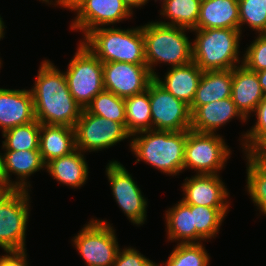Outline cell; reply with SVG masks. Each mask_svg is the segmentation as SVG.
I'll list each match as a JSON object with an SVG mask.
<instances>
[{"instance_id":"30","label":"cell","mask_w":266,"mask_h":266,"mask_svg":"<svg viewBox=\"0 0 266 266\" xmlns=\"http://www.w3.org/2000/svg\"><path fill=\"white\" fill-rule=\"evenodd\" d=\"M41 124L35 120L2 133V149L14 151L39 150Z\"/></svg>"},{"instance_id":"11","label":"cell","mask_w":266,"mask_h":266,"mask_svg":"<svg viewBox=\"0 0 266 266\" xmlns=\"http://www.w3.org/2000/svg\"><path fill=\"white\" fill-rule=\"evenodd\" d=\"M75 146L82 152L109 149L117 143L132 138L121 123L92 115L85 109L75 126Z\"/></svg>"},{"instance_id":"26","label":"cell","mask_w":266,"mask_h":266,"mask_svg":"<svg viewBox=\"0 0 266 266\" xmlns=\"http://www.w3.org/2000/svg\"><path fill=\"white\" fill-rule=\"evenodd\" d=\"M200 4L201 0H164L160 15L166 17L168 22L165 20L158 22L193 30L197 26Z\"/></svg>"},{"instance_id":"10","label":"cell","mask_w":266,"mask_h":266,"mask_svg":"<svg viewBox=\"0 0 266 266\" xmlns=\"http://www.w3.org/2000/svg\"><path fill=\"white\" fill-rule=\"evenodd\" d=\"M60 7L76 12L70 29L82 31L83 36L93 29L120 23L133 15L122 0H65Z\"/></svg>"},{"instance_id":"25","label":"cell","mask_w":266,"mask_h":266,"mask_svg":"<svg viewBox=\"0 0 266 266\" xmlns=\"http://www.w3.org/2000/svg\"><path fill=\"white\" fill-rule=\"evenodd\" d=\"M167 240L180 243H196V228L190 204L182 200L165 212Z\"/></svg>"},{"instance_id":"14","label":"cell","mask_w":266,"mask_h":266,"mask_svg":"<svg viewBox=\"0 0 266 266\" xmlns=\"http://www.w3.org/2000/svg\"><path fill=\"white\" fill-rule=\"evenodd\" d=\"M103 79L106 91L125 99L146 91L154 77L146 64L106 62Z\"/></svg>"},{"instance_id":"29","label":"cell","mask_w":266,"mask_h":266,"mask_svg":"<svg viewBox=\"0 0 266 266\" xmlns=\"http://www.w3.org/2000/svg\"><path fill=\"white\" fill-rule=\"evenodd\" d=\"M247 160L246 190L251 200L263 216H266V162L252 153H244Z\"/></svg>"},{"instance_id":"1","label":"cell","mask_w":266,"mask_h":266,"mask_svg":"<svg viewBox=\"0 0 266 266\" xmlns=\"http://www.w3.org/2000/svg\"><path fill=\"white\" fill-rule=\"evenodd\" d=\"M33 97L35 119L40 124L75 126L83 108L71 95L66 76L50 60L40 63Z\"/></svg>"},{"instance_id":"34","label":"cell","mask_w":266,"mask_h":266,"mask_svg":"<svg viewBox=\"0 0 266 266\" xmlns=\"http://www.w3.org/2000/svg\"><path fill=\"white\" fill-rule=\"evenodd\" d=\"M254 113L257 118L254 126L241 137L244 153H253L266 140V96L258 104Z\"/></svg>"},{"instance_id":"27","label":"cell","mask_w":266,"mask_h":266,"mask_svg":"<svg viewBox=\"0 0 266 266\" xmlns=\"http://www.w3.org/2000/svg\"><path fill=\"white\" fill-rule=\"evenodd\" d=\"M126 110V130L132 136L152 129L149 92L146 90L124 99Z\"/></svg>"},{"instance_id":"38","label":"cell","mask_w":266,"mask_h":266,"mask_svg":"<svg viewBox=\"0 0 266 266\" xmlns=\"http://www.w3.org/2000/svg\"><path fill=\"white\" fill-rule=\"evenodd\" d=\"M252 154L259 160L266 162V140Z\"/></svg>"},{"instance_id":"33","label":"cell","mask_w":266,"mask_h":266,"mask_svg":"<svg viewBox=\"0 0 266 266\" xmlns=\"http://www.w3.org/2000/svg\"><path fill=\"white\" fill-rule=\"evenodd\" d=\"M239 30L244 24L258 34L266 33V0H238Z\"/></svg>"},{"instance_id":"35","label":"cell","mask_w":266,"mask_h":266,"mask_svg":"<svg viewBox=\"0 0 266 266\" xmlns=\"http://www.w3.org/2000/svg\"><path fill=\"white\" fill-rule=\"evenodd\" d=\"M243 54V65L253 71L266 69V33L258 34Z\"/></svg>"},{"instance_id":"21","label":"cell","mask_w":266,"mask_h":266,"mask_svg":"<svg viewBox=\"0 0 266 266\" xmlns=\"http://www.w3.org/2000/svg\"><path fill=\"white\" fill-rule=\"evenodd\" d=\"M85 157L84 152L76 148L68 155L50 160L45 169L60 184L78 189L88 179L89 167Z\"/></svg>"},{"instance_id":"44","label":"cell","mask_w":266,"mask_h":266,"mask_svg":"<svg viewBox=\"0 0 266 266\" xmlns=\"http://www.w3.org/2000/svg\"><path fill=\"white\" fill-rule=\"evenodd\" d=\"M65 0H55V2L60 6Z\"/></svg>"},{"instance_id":"36","label":"cell","mask_w":266,"mask_h":266,"mask_svg":"<svg viewBox=\"0 0 266 266\" xmlns=\"http://www.w3.org/2000/svg\"><path fill=\"white\" fill-rule=\"evenodd\" d=\"M113 266H157V264L139 253L136 248H119Z\"/></svg>"},{"instance_id":"18","label":"cell","mask_w":266,"mask_h":266,"mask_svg":"<svg viewBox=\"0 0 266 266\" xmlns=\"http://www.w3.org/2000/svg\"><path fill=\"white\" fill-rule=\"evenodd\" d=\"M235 117L241 122L248 121L240 113L231 97L212 101L198 106L191 113V130L200 133H215Z\"/></svg>"},{"instance_id":"5","label":"cell","mask_w":266,"mask_h":266,"mask_svg":"<svg viewBox=\"0 0 266 266\" xmlns=\"http://www.w3.org/2000/svg\"><path fill=\"white\" fill-rule=\"evenodd\" d=\"M191 32L196 36L192 42L193 62L202 71L233 69L242 65L243 60L239 57L240 30L215 28L193 29Z\"/></svg>"},{"instance_id":"13","label":"cell","mask_w":266,"mask_h":266,"mask_svg":"<svg viewBox=\"0 0 266 266\" xmlns=\"http://www.w3.org/2000/svg\"><path fill=\"white\" fill-rule=\"evenodd\" d=\"M149 92L152 129L184 131L191 129L190 106L175 98L155 78L150 82Z\"/></svg>"},{"instance_id":"41","label":"cell","mask_w":266,"mask_h":266,"mask_svg":"<svg viewBox=\"0 0 266 266\" xmlns=\"http://www.w3.org/2000/svg\"><path fill=\"white\" fill-rule=\"evenodd\" d=\"M0 190H4L3 153H0Z\"/></svg>"},{"instance_id":"17","label":"cell","mask_w":266,"mask_h":266,"mask_svg":"<svg viewBox=\"0 0 266 266\" xmlns=\"http://www.w3.org/2000/svg\"><path fill=\"white\" fill-rule=\"evenodd\" d=\"M35 120L30 89L0 88V128L2 133Z\"/></svg>"},{"instance_id":"31","label":"cell","mask_w":266,"mask_h":266,"mask_svg":"<svg viewBox=\"0 0 266 266\" xmlns=\"http://www.w3.org/2000/svg\"><path fill=\"white\" fill-rule=\"evenodd\" d=\"M85 110L92 115L102 116L107 120L121 123L126 128V110L124 98L112 92L102 91L86 106Z\"/></svg>"},{"instance_id":"42","label":"cell","mask_w":266,"mask_h":266,"mask_svg":"<svg viewBox=\"0 0 266 266\" xmlns=\"http://www.w3.org/2000/svg\"><path fill=\"white\" fill-rule=\"evenodd\" d=\"M5 29V25H4V21L3 18L0 16V40L4 37V30Z\"/></svg>"},{"instance_id":"37","label":"cell","mask_w":266,"mask_h":266,"mask_svg":"<svg viewBox=\"0 0 266 266\" xmlns=\"http://www.w3.org/2000/svg\"><path fill=\"white\" fill-rule=\"evenodd\" d=\"M0 256V266H28L27 250H9Z\"/></svg>"},{"instance_id":"23","label":"cell","mask_w":266,"mask_h":266,"mask_svg":"<svg viewBox=\"0 0 266 266\" xmlns=\"http://www.w3.org/2000/svg\"><path fill=\"white\" fill-rule=\"evenodd\" d=\"M75 149L73 127L41 124L39 152L45 164L52 159L68 155Z\"/></svg>"},{"instance_id":"19","label":"cell","mask_w":266,"mask_h":266,"mask_svg":"<svg viewBox=\"0 0 266 266\" xmlns=\"http://www.w3.org/2000/svg\"><path fill=\"white\" fill-rule=\"evenodd\" d=\"M264 97L256 72L243 64L232 69L231 98L247 120Z\"/></svg>"},{"instance_id":"8","label":"cell","mask_w":266,"mask_h":266,"mask_svg":"<svg viewBox=\"0 0 266 266\" xmlns=\"http://www.w3.org/2000/svg\"><path fill=\"white\" fill-rule=\"evenodd\" d=\"M72 242L86 266H113L119 250L118 239L112 224L92 218Z\"/></svg>"},{"instance_id":"15","label":"cell","mask_w":266,"mask_h":266,"mask_svg":"<svg viewBox=\"0 0 266 266\" xmlns=\"http://www.w3.org/2000/svg\"><path fill=\"white\" fill-rule=\"evenodd\" d=\"M182 184L184 197L181 199L186 204L200 205L213 208H229V192L220 174H195L186 177Z\"/></svg>"},{"instance_id":"3","label":"cell","mask_w":266,"mask_h":266,"mask_svg":"<svg viewBox=\"0 0 266 266\" xmlns=\"http://www.w3.org/2000/svg\"><path fill=\"white\" fill-rule=\"evenodd\" d=\"M142 31L146 65L153 77L158 75L157 64L166 63L173 68L193 61L192 42L185 33L190 29L151 21L142 26Z\"/></svg>"},{"instance_id":"20","label":"cell","mask_w":266,"mask_h":266,"mask_svg":"<svg viewBox=\"0 0 266 266\" xmlns=\"http://www.w3.org/2000/svg\"><path fill=\"white\" fill-rule=\"evenodd\" d=\"M168 69L163 79L156 75L155 80L175 98L191 106L203 71L193 61Z\"/></svg>"},{"instance_id":"4","label":"cell","mask_w":266,"mask_h":266,"mask_svg":"<svg viewBox=\"0 0 266 266\" xmlns=\"http://www.w3.org/2000/svg\"><path fill=\"white\" fill-rule=\"evenodd\" d=\"M82 39L80 42L102 63L146 64L142 25L130 29L99 27L88 32Z\"/></svg>"},{"instance_id":"43","label":"cell","mask_w":266,"mask_h":266,"mask_svg":"<svg viewBox=\"0 0 266 266\" xmlns=\"http://www.w3.org/2000/svg\"><path fill=\"white\" fill-rule=\"evenodd\" d=\"M40 1H42V3H45V4H52V5H54L55 7L56 6H58V4L56 3V2H53V0H40Z\"/></svg>"},{"instance_id":"9","label":"cell","mask_w":266,"mask_h":266,"mask_svg":"<svg viewBox=\"0 0 266 266\" xmlns=\"http://www.w3.org/2000/svg\"><path fill=\"white\" fill-rule=\"evenodd\" d=\"M216 134L188 130L184 171L191 168L196 174L218 175L225 168L232 151L222 136Z\"/></svg>"},{"instance_id":"40","label":"cell","mask_w":266,"mask_h":266,"mask_svg":"<svg viewBox=\"0 0 266 266\" xmlns=\"http://www.w3.org/2000/svg\"><path fill=\"white\" fill-rule=\"evenodd\" d=\"M257 73V77L259 79V83L261 85L264 96H266V69L261 70Z\"/></svg>"},{"instance_id":"16","label":"cell","mask_w":266,"mask_h":266,"mask_svg":"<svg viewBox=\"0 0 266 266\" xmlns=\"http://www.w3.org/2000/svg\"><path fill=\"white\" fill-rule=\"evenodd\" d=\"M4 151H6L3 153L4 190H29L31 187L29 177L41 169L45 170L46 164L42 160L41 153L39 150ZM12 174L17 175L16 181L10 180Z\"/></svg>"},{"instance_id":"39","label":"cell","mask_w":266,"mask_h":266,"mask_svg":"<svg viewBox=\"0 0 266 266\" xmlns=\"http://www.w3.org/2000/svg\"><path fill=\"white\" fill-rule=\"evenodd\" d=\"M133 12V8H139L148 3L149 0H122Z\"/></svg>"},{"instance_id":"2","label":"cell","mask_w":266,"mask_h":266,"mask_svg":"<svg viewBox=\"0 0 266 266\" xmlns=\"http://www.w3.org/2000/svg\"><path fill=\"white\" fill-rule=\"evenodd\" d=\"M188 130H148L132 135L130 150L137 158L166 175H179L184 171L185 143Z\"/></svg>"},{"instance_id":"22","label":"cell","mask_w":266,"mask_h":266,"mask_svg":"<svg viewBox=\"0 0 266 266\" xmlns=\"http://www.w3.org/2000/svg\"><path fill=\"white\" fill-rule=\"evenodd\" d=\"M215 28L239 30L238 0H201L195 29Z\"/></svg>"},{"instance_id":"24","label":"cell","mask_w":266,"mask_h":266,"mask_svg":"<svg viewBox=\"0 0 266 266\" xmlns=\"http://www.w3.org/2000/svg\"><path fill=\"white\" fill-rule=\"evenodd\" d=\"M231 91L232 69L203 71L190 106L191 113L198 106L231 97Z\"/></svg>"},{"instance_id":"32","label":"cell","mask_w":266,"mask_h":266,"mask_svg":"<svg viewBox=\"0 0 266 266\" xmlns=\"http://www.w3.org/2000/svg\"><path fill=\"white\" fill-rule=\"evenodd\" d=\"M210 255L203 243H180L170 253L167 261L157 266H209Z\"/></svg>"},{"instance_id":"28","label":"cell","mask_w":266,"mask_h":266,"mask_svg":"<svg viewBox=\"0 0 266 266\" xmlns=\"http://www.w3.org/2000/svg\"><path fill=\"white\" fill-rule=\"evenodd\" d=\"M193 212V226L196 228V243H201L215 238L220 231V226L229 213V208H213L200 205H191Z\"/></svg>"},{"instance_id":"7","label":"cell","mask_w":266,"mask_h":266,"mask_svg":"<svg viewBox=\"0 0 266 266\" xmlns=\"http://www.w3.org/2000/svg\"><path fill=\"white\" fill-rule=\"evenodd\" d=\"M76 50L64 74L71 95L85 109L98 93L105 90L103 63L81 42Z\"/></svg>"},{"instance_id":"6","label":"cell","mask_w":266,"mask_h":266,"mask_svg":"<svg viewBox=\"0 0 266 266\" xmlns=\"http://www.w3.org/2000/svg\"><path fill=\"white\" fill-rule=\"evenodd\" d=\"M31 190H0V248L26 249V228L30 216Z\"/></svg>"},{"instance_id":"12","label":"cell","mask_w":266,"mask_h":266,"mask_svg":"<svg viewBox=\"0 0 266 266\" xmlns=\"http://www.w3.org/2000/svg\"><path fill=\"white\" fill-rule=\"evenodd\" d=\"M106 175L112 195L127 219L136 226L145 224L148 202L133 176L116 160L109 161Z\"/></svg>"}]
</instances>
